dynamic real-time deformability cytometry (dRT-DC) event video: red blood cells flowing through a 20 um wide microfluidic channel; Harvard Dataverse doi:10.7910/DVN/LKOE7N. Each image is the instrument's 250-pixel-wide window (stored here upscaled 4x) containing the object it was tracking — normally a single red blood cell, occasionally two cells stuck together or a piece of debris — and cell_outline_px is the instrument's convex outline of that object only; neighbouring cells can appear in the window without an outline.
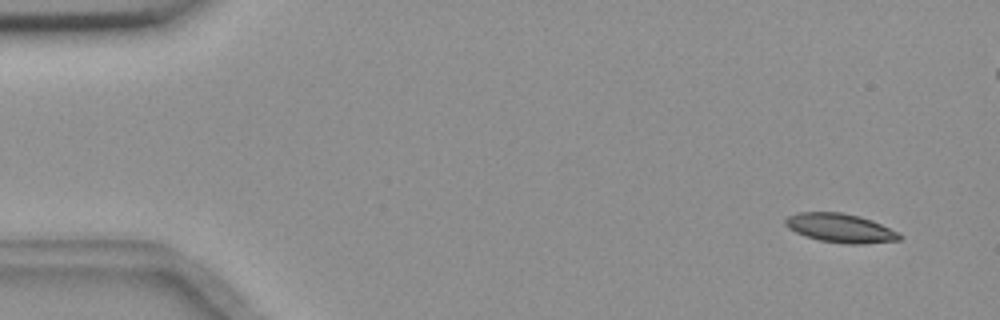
{"species": "common noctule bat (a hibernating species)", "species_latin": "Nyctalus noctula", "temperature_condition": "room temperature", "stored_images_in_passage": 9, "segment_of_instrument_passage": [1, 2], "camera_frame_rate_fps": 3000, "um_per_image_px": 0.085, "animal": {"sex": "female", "body_mass_g": 18.4}, "frame": {"image": 1, "passage_image": 1, "time_ms": 0.0, "image_size_px": [1000, 320], "cell_outline_px": [[904, 236], [900, 240], [860, 244], [848, 244], [820, 240], [804, 236], [788, 228], [784, 224], [784, 220], [788, 216], [796, 212], [840, 212], [860, 216], [872, 220], [900, 232]], "centroid_in_image_um": [71.44, 19.38], "position_along_channel_um": 13.6, "area_um2": 19.42}}
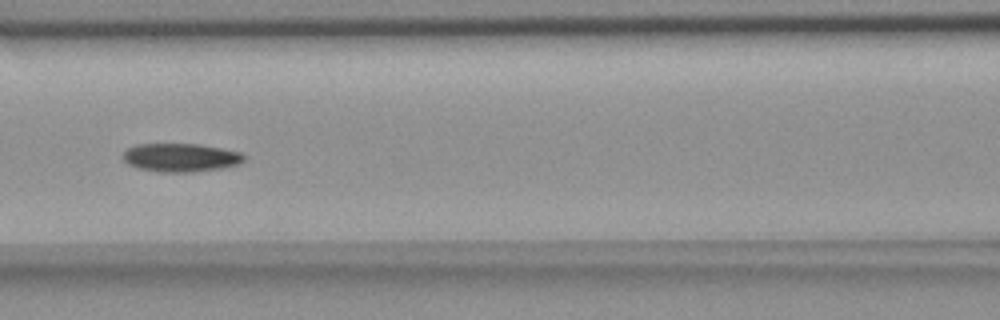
{"frame": {"image": 2, "passage_image": 7, "time_ms": 2.0, "image_size_px": [1000, 320], "cell_outline_px": [[244, 160], [236, 164], [220, 168], [192, 172], [160, 172], [136, 168], [128, 164], [120, 156], [128, 148], [136, 144], [200, 144], [240, 152], [244, 156]], "centroid_in_image_um": [15.29, 13.39], "position_along_channel_um": 151.3, "area_um2": 20.0}}
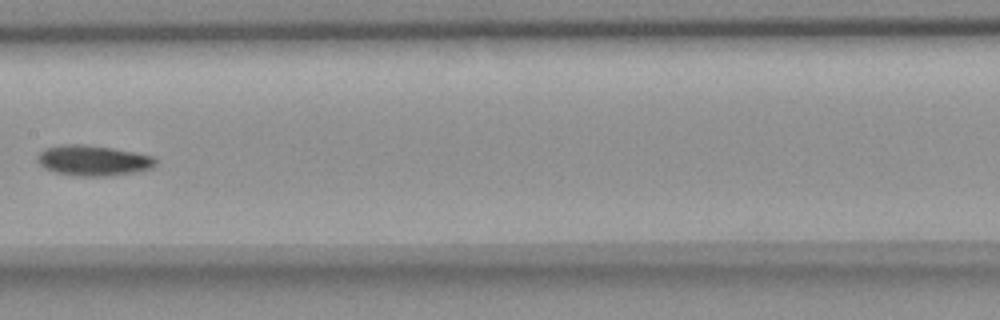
{"frame": {"image": 3, "passage_image": 8, "time_ms": 2.333, "image_size_px": [1000, 320], "cell_outline_px": [[156, 164], [152, 168], [112, 176], [76, 176], [56, 172], [44, 168], [36, 160], [36, 156], [44, 148], [64, 144], [84, 144], [112, 148], [136, 152], [156, 156]], "centroid_in_image_um": [7.92, 13.63], "position_along_channel_um": 199.5, "area_um2": 21.15}}